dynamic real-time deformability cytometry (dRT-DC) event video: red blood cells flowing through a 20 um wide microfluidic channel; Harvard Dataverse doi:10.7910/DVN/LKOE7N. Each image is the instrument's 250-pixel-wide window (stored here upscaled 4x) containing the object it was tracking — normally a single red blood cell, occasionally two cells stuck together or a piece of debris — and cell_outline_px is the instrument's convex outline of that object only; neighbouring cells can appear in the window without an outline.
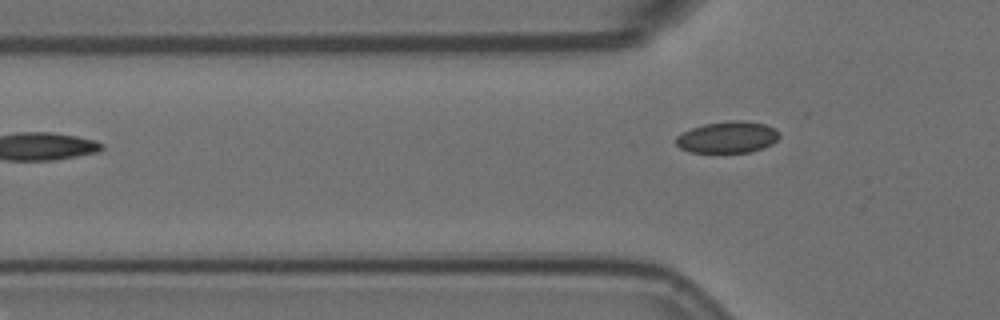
{"species": "Egyptian fruit bat (a non-hibernating species)", "species_latin": "Rousettus aegyptiacus", "temperature_condition": "room temperature", "stored_images_in_passage": 2, "camera_frame_rate_fps": 3000, "um_per_image_px": 0.085, "animal": {"sex": "female"}, "frame": {"image": 1, "passage_image": 2, "time_ms": 0.333, "image_size_px": [1000, 320], "cell_outline_px": [[780, 136], [772, 144], [764, 148], [752, 152], [720, 156], [692, 152], [680, 148], [676, 144], [676, 136], [692, 128], [704, 124], [732, 120], [740, 120], [764, 124], [776, 128], [780, 132]], "centroid_in_image_um": [61.86, 11.72], "position_along_channel_um": 63.9, "area_um2": 19.88}}